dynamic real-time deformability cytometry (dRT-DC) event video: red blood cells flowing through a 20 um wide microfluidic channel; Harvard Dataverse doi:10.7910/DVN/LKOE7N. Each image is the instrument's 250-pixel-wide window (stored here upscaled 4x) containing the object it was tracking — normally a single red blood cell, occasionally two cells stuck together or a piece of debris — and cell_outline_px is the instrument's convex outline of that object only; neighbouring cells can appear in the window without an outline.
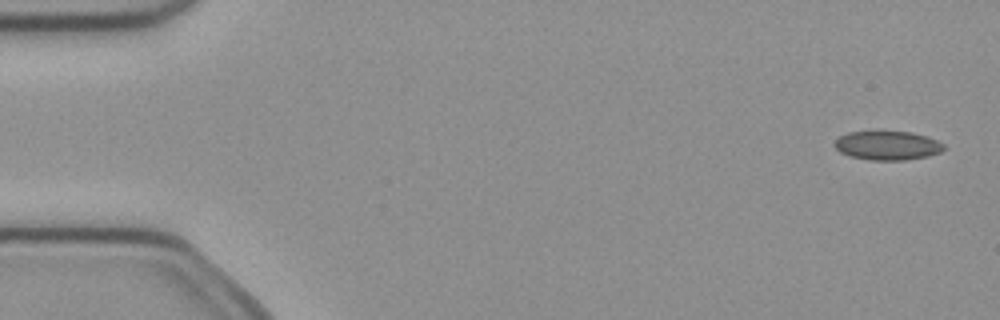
{"species": "common noctule bat (a hibernating species)", "species_latin": "Nyctalus noctula", "temperature_condition": "cold", "stored_images_in_passage": 5, "camera_frame_rate_fps": 3000, "um_per_image_px": 0.085, "animal": {"sex": "female", "body_mass_g": 21.9}, "frame": {"image": 1, "passage_image": 1, "time_ms": 0.0, "image_size_px": [1000, 320], "cell_outline_px": [[944, 148], [940, 152], [928, 156], [904, 160], [868, 160], [852, 156], [840, 152], [832, 144], [840, 136], [848, 132], [876, 128], [912, 132], [936, 140], [944, 144]], "centroid_in_image_um": [75.38, 12.31], "position_along_channel_um": 9.6, "area_um2": 19.13}}